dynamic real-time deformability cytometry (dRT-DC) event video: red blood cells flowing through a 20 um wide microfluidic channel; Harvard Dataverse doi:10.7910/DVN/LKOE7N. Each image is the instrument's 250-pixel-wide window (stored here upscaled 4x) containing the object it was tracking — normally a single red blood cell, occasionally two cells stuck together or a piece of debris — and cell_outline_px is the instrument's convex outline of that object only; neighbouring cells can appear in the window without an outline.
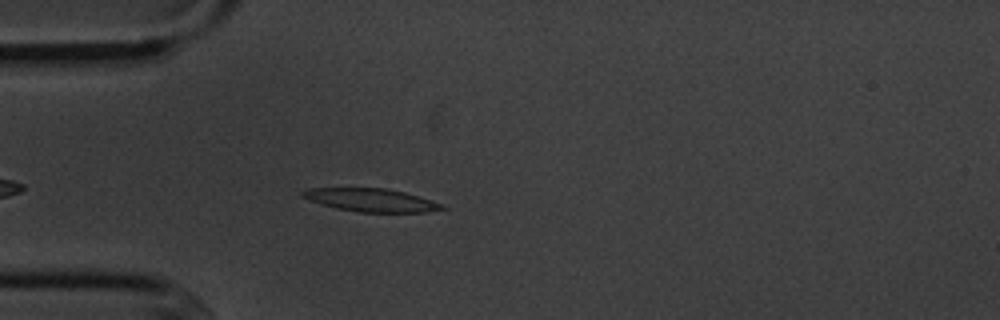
{"species": "common noctule bat (a hibernating species)", "species_latin": "Nyctalus noctula", "temperature_condition": "cold", "stored_images_in_passage": 1, "camera_frame_rate_fps": 3000, "um_per_image_px": 0.085, "animal": {"sex": "male", "body_mass_g": 20.1, "forearm_length_mm": 53.5}, "frame": {"image": 1, "passage_image": 1, "time_ms": 0.0, "image_size_px": [1000, 320], "cell_outline_px": [[448, 208], [428, 212], [360, 212], [336, 208], [320, 204], [300, 196], [300, 192], [308, 188], [388, 188], [404, 192], [432, 200], [444, 204]], "centroid_in_image_um": [31.56, 17.0], "position_along_channel_um": 53.4, "area_um2": 18.9}}